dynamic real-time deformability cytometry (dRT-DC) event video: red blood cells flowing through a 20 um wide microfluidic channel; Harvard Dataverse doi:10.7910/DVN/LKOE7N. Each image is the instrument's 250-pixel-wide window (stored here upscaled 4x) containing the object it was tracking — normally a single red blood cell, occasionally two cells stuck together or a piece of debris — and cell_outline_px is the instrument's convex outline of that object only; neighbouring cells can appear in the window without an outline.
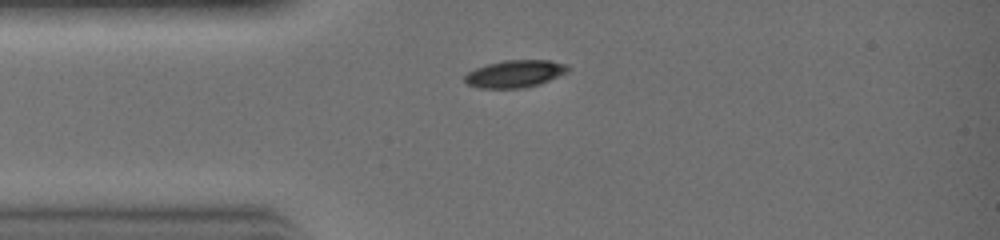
{"species": "common noctule bat (a hibernating species)", "species_latin": "Nyctalus noctula", "temperature_condition": "warm", "stored_images_in_passage": 15, "camera_frame_rate_fps": 3000, "um_per_image_px": 0.085, "animal": {"sex": "female", "body_mass_g": 19.0, "forearm_length_mm": 51.5}, "frame": {"image": 1, "passage_image": 1, "time_ms": 0.0, "image_size_px": [1000, 240], "cell_outline_px": [[568, 72], [540, 84], [524, 88], [480, 88], [468, 84], [464, 80], [464, 76], [468, 72], [476, 68], [488, 64], [504, 60], [548, 60], [564, 64], [568, 68]], "centroid_in_image_um": [43.76, 6.28], "position_along_channel_um": 41.2, "area_um2": 16.3}}